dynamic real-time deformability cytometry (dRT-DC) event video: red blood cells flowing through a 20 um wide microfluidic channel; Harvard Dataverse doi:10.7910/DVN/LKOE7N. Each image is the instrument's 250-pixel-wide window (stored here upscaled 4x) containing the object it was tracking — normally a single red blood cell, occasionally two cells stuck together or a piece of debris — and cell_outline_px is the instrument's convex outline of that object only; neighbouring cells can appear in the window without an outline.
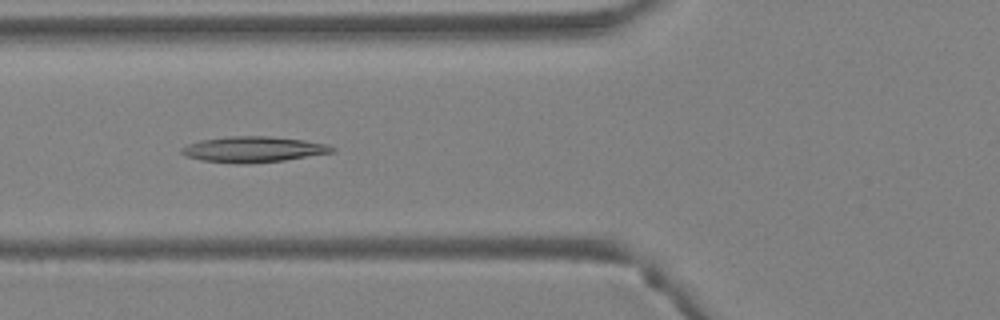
{"species": "Egyptian fruit bat (a non-hibernating species)", "species_latin": "Rousettus aegyptiacus", "temperature_condition": "warm", "stored_images_in_passage": 29, "camera_frame_rate_fps": 3000, "um_per_image_px": 0.085, "animal": {"sex": "female"}, "frame": {"image": 1, "passage_image": 4, "time_ms": 1.0, "image_size_px": [1000, 320], "cell_outline_px": [[336, 152], [284, 160], [248, 164], [236, 164], [200, 160], [184, 156], [180, 152], [180, 148], [188, 144], [200, 140], [228, 136], [268, 136], [304, 140], [328, 144], [336, 148]], "centroid_in_image_um": [21.52, 12.7], "position_along_channel_um": 104.3, "area_um2": 22.89}}
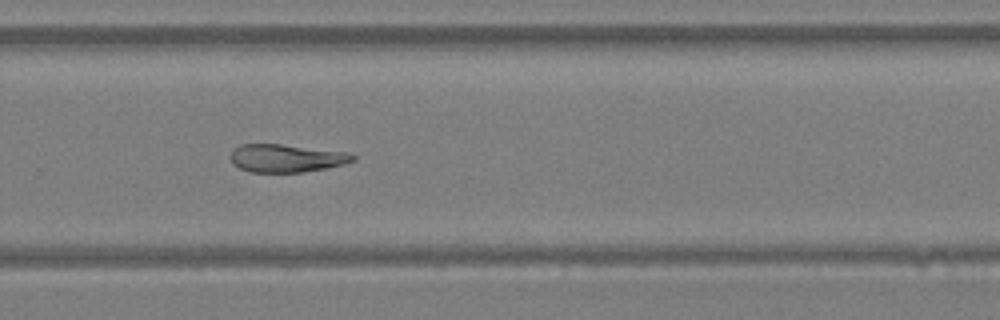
{"frame": {"image": 2, "passage_image": 16, "time_ms": 5.0, "image_size_px": [1000, 320], "cell_outline_px": [[356, 160], [344, 164], [328, 168], [300, 172], [248, 172], [232, 164], [228, 156], [232, 148], [240, 144], [280, 144], [348, 152], [356, 156]], "centroid_in_image_um": [24.29, 13.44], "position_along_channel_um": 305.5, "area_um2": 20.23}}
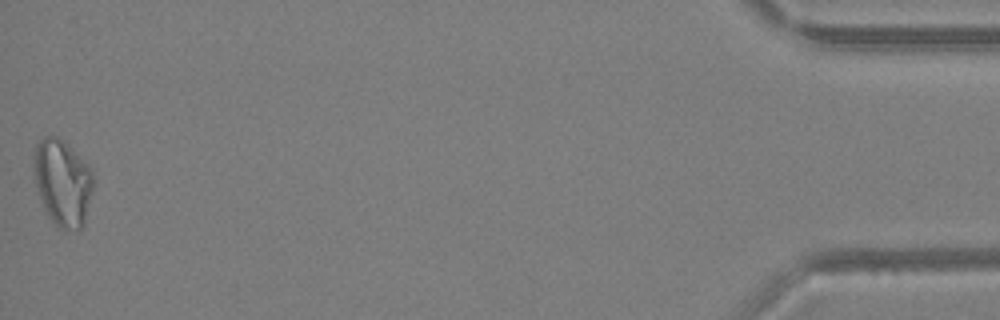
{"frame": {"image": 3, "passage_image": 29, "time_ms": 9.333, "image_size_px": [1000, 320], "cell_outline_px": [[96, 176], [84, 224], [80, 228], [60, 228], [48, 216], [36, 192], [36, 144], [44, 136], [56, 136], [64, 140], [92, 168]], "centroid_in_image_um": [5.37, 15.5], "position_along_channel_um": 429.8, "area_um2": 29.77}}